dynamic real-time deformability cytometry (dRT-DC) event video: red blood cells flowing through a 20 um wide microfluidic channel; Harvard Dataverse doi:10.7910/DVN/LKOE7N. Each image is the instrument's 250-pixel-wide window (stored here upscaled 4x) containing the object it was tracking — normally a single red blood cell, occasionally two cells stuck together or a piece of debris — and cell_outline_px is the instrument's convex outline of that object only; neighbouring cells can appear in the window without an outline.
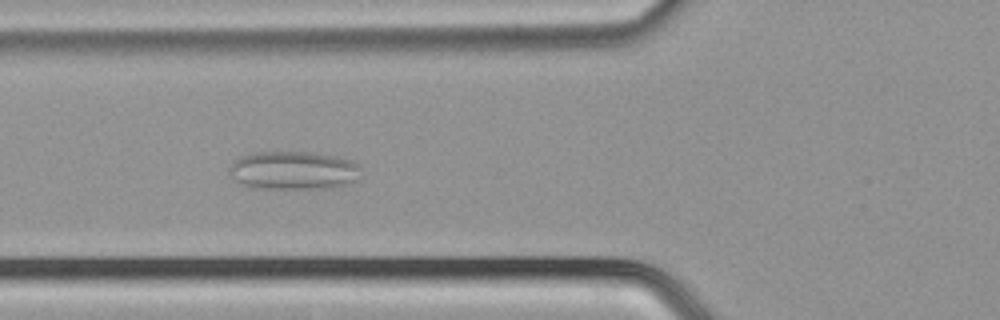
{"species": "common noctule bat (a hibernating species)", "species_latin": "Nyctalus noctula", "temperature_condition": "cold", "stored_images_in_passage": 51, "camera_frame_rate_fps": 3000, "um_per_image_px": 0.085, "animal": {"sex": "male", "body_mass_g": 21.5, "forearm_length_mm": 52.0}, "frame": {"image": 1, "passage_image": 19, "time_ms": 6.0, "image_size_px": [1000, 320], "cell_outline_px": [[360, 180], [348, 184], [332, 188], [252, 188], [240, 184], [228, 172], [228, 168], [240, 156], [256, 152], [308, 152], [340, 156], [352, 160], [360, 168]], "centroid_in_image_um": [24.98, 14.49], "position_along_channel_um": 100.8, "area_um2": 29.77}}
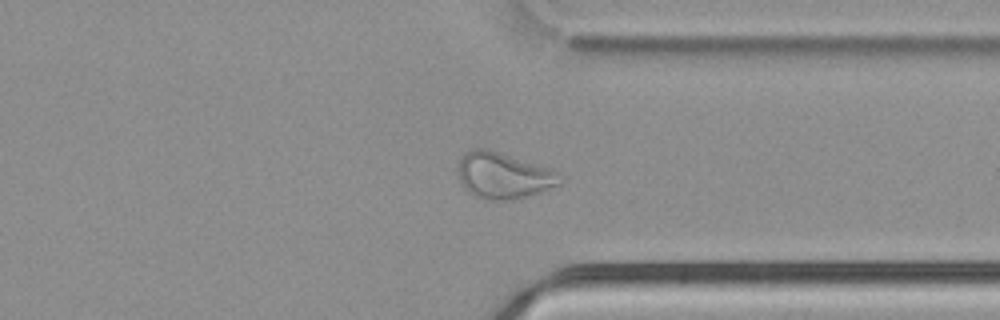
{"frame": {"image": 2, "passage_image": 39, "time_ms": 12.667, "image_size_px": [1000, 320], "cell_outline_px": [[564, 176], [560, 184], [540, 192], [528, 196], [508, 200], [484, 200], [468, 192], [460, 184], [460, 160], [464, 152], [472, 148], [488, 148], [552, 168], [560, 172]], "centroid_in_image_um": [42.84, 14.91], "position_along_channel_um": 368.6, "area_um2": 27.8}}
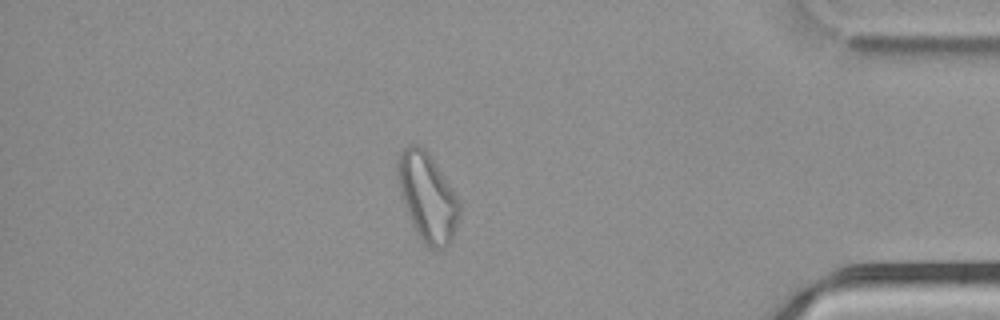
{"frame": {"image": 3, "passage_image": 44, "time_ms": 14.333, "image_size_px": [1000, 320], "cell_outline_px": [[460, 212], [452, 240], [444, 248], [428, 248], [424, 244], [416, 232], [412, 224], [396, 176], [396, 156], [408, 144], [416, 144], [424, 148], [428, 152], [448, 184], [460, 204]], "centroid_in_image_um": [36.3, 16.74], "position_along_channel_um": 398.9, "area_um2": 31.21}}